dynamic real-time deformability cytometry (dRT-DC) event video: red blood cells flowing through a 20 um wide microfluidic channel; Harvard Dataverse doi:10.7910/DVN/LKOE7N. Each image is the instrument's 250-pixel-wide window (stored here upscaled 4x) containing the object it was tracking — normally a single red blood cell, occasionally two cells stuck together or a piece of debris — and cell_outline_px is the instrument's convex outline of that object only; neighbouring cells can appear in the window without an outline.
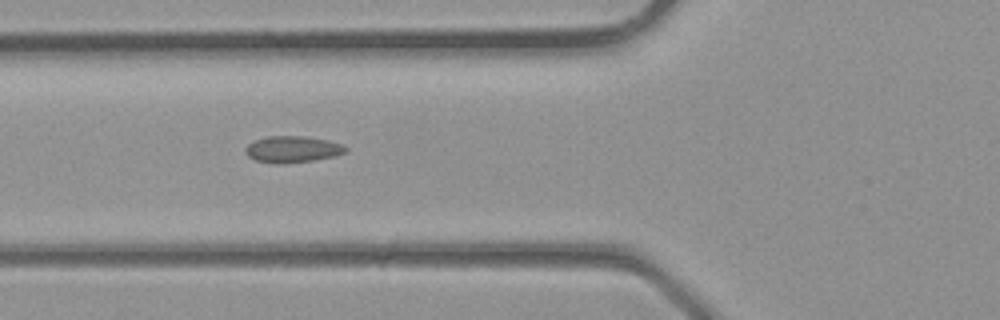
{"species": "common noctule bat (a hibernating species)", "species_latin": "Nyctalus noctula", "temperature_condition": "room temperature", "stored_images_in_passage": 4, "camera_frame_rate_fps": 3000, "um_per_image_px": 0.085, "animal": {"sex": "male", "body_mass_g": 23.1, "forearm_length_mm": 52.7}, "frame": {"image": 1, "passage_image": 3, "time_ms": 0.667, "image_size_px": [1000, 320], "cell_outline_px": [[348, 148], [344, 152], [336, 156], [312, 160], [280, 164], [276, 164], [256, 160], [248, 156], [244, 152], [244, 148], [252, 140], [268, 136], [304, 136], [328, 140], [340, 144]], "centroid_in_image_um": [24.81, 12.68], "position_along_channel_um": 101.0, "area_um2": 15.49}}
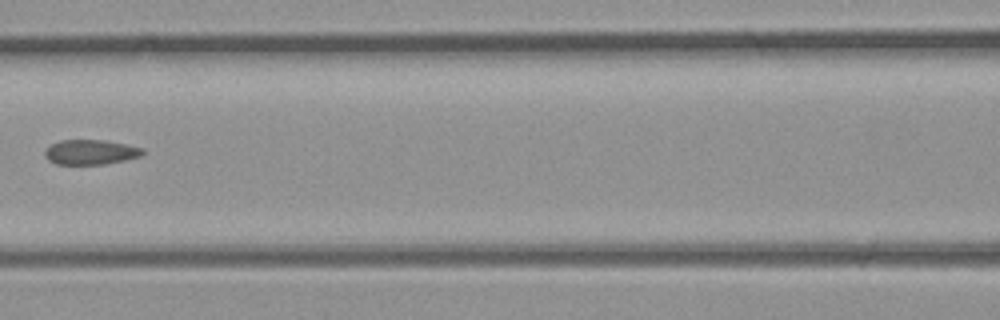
{"frame": {"image": 2, "passage_image": 4, "time_ms": 1.0, "image_size_px": [1000, 320], "cell_outline_px": [[144, 152], [140, 156], [124, 160], [104, 164], [56, 164], [48, 160], [44, 156], [44, 152], [52, 144], [60, 140], [104, 140], [128, 144], [144, 148]], "centroid_in_image_um": [7.71, 12.92], "position_along_channel_um": 158.9, "area_um2": 14.16}}